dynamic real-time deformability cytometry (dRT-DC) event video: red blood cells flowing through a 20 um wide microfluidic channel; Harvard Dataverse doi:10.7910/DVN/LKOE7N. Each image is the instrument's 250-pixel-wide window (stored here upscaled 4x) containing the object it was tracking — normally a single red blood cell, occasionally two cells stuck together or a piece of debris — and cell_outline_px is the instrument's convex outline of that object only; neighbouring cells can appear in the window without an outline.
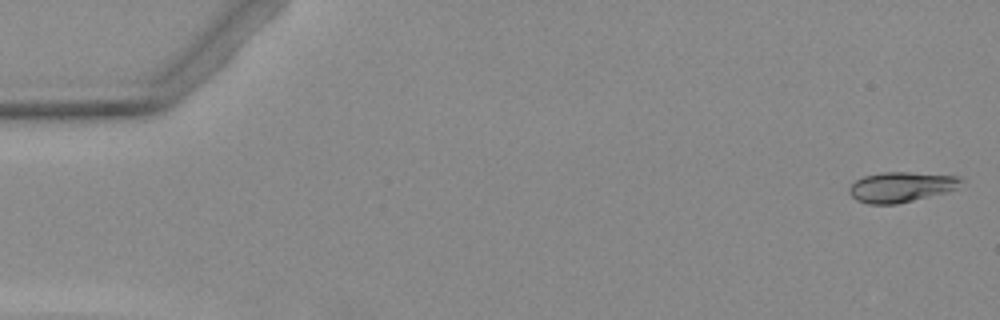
{"species": "Egyptian fruit bat (a non-hibernating species)", "species_latin": "Rousettus aegyptiacus", "temperature_condition": "warm", "stored_images_in_passage": 5, "camera_frame_rate_fps": 3000, "um_per_image_px": 0.085, "animal": {"sex": "female"}, "frame": {"image": 1, "passage_image": 1, "time_ms": 0.0, "image_size_px": [1000, 320], "cell_outline_px": [[964, 180], [956, 188], [948, 192], [896, 204], [868, 204], [856, 200], [848, 192], [848, 188], [856, 180], [864, 176], [880, 172], [908, 172], [960, 176]], "centroid_in_image_um": [76.59, 15.89], "position_along_channel_um": 8.4, "area_um2": 19.77}}
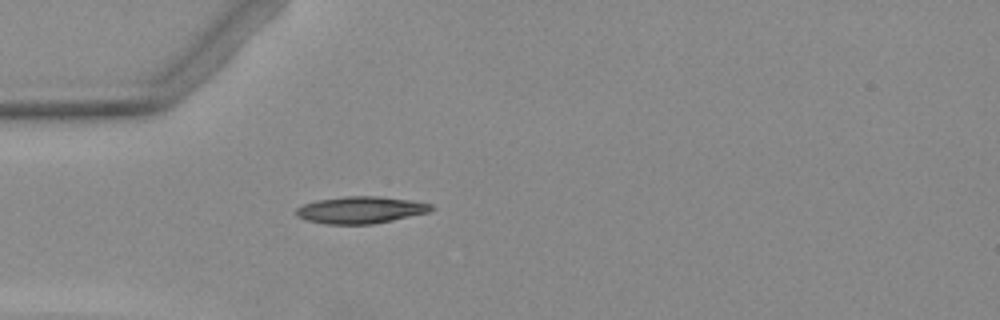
{"frame": {"image": 2, "passage_image": 5, "time_ms": 4.667, "image_size_px": [1000, 320], "cell_outline_px": [[436, 208], [428, 212], [392, 220], [372, 224], [328, 224], [308, 220], [296, 216], [296, 208], [304, 204], [316, 200], [344, 196], [380, 196], [408, 200], [432, 204]], "centroid_in_image_um": [30.65, 17.83], "position_along_channel_um": 54.4, "area_um2": 21.1}}